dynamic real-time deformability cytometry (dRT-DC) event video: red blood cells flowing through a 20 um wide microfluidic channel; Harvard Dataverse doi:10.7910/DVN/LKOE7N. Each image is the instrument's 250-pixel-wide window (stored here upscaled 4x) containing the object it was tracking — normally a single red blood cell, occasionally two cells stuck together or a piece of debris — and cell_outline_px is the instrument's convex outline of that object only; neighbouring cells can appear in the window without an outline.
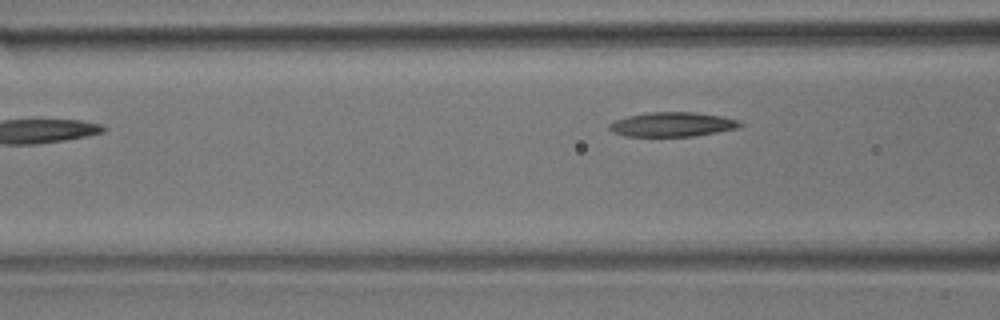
{"species": "common noctule bat (a hibernating species)", "species_latin": "Nyctalus noctula", "temperature_condition": "room temperature", "stored_images_in_passage": 4, "camera_frame_rate_fps": 3000, "um_per_image_px": 0.085, "animal": {"sex": "male", "body_mass_g": 17.9}, "frame": {"image": 1, "passage_image": 4, "time_ms": 1.0, "image_size_px": [1000, 320], "cell_outline_px": [[744, 124], [736, 128], [716, 132], [692, 136], [624, 136], [612, 132], [608, 128], [608, 124], [616, 120], [628, 116], [648, 112], [696, 112], [720, 116], [736, 120]], "centroid_in_image_um": [57.09, 10.57], "position_along_channel_um": 109.5, "area_um2": 18.44}}